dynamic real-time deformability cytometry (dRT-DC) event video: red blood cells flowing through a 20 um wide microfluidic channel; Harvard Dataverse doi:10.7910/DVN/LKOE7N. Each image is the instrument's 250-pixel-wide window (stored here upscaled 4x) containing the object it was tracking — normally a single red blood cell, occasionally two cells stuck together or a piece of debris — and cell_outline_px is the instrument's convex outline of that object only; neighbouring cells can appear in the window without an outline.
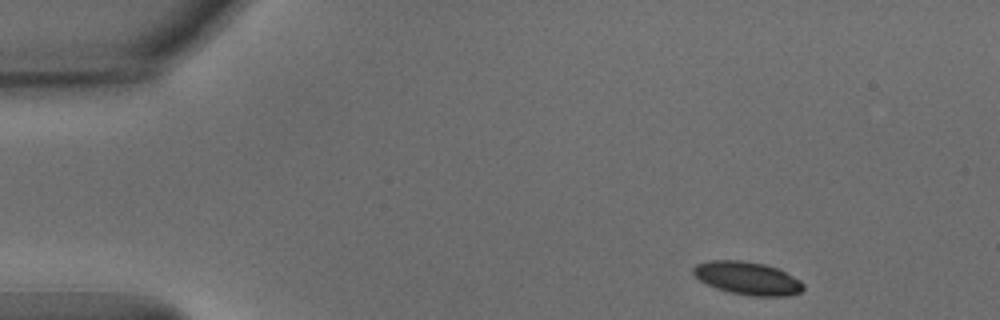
{"species": "common noctule bat (a hibernating species)", "species_latin": "Nyctalus noctula", "temperature_condition": "warm", "stored_images_in_passage": 48, "camera_frame_rate_fps": 3000, "um_per_image_px": 0.085, "animal": {"sex": "male", "body_mass_g": 15.6}, "frame": {"image": 1, "passage_image": 1, "time_ms": 0.0, "image_size_px": [1000, 320], "cell_outline_px": [[804, 288], [800, 292], [788, 296], [752, 296], [728, 292], [716, 288], [700, 280], [692, 272], [692, 268], [696, 264], [708, 260], [740, 260], [764, 264], [776, 268], [800, 280], [804, 284]], "centroid_in_image_um": [63.52, 23.65], "position_along_channel_um": 21.5, "area_um2": 21.1}}
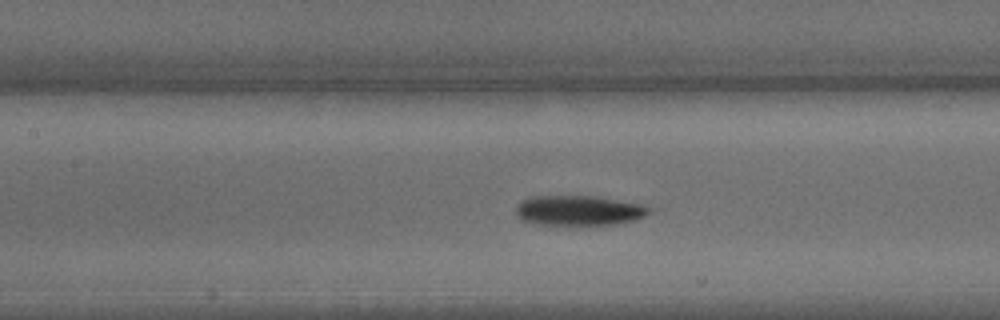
{"frame": {"image": 2, "passage_image": 19, "time_ms": 6.0, "image_size_px": [1000, 320], "cell_outline_px": [[652, 208], [644, 216], [636, 220], [616, 224], [532, 224], [520, 220], [516, 216], [516, 208], [520, 200], [532, 196], [596, 196], [640, 204]], "centroid_in_image_um": [49.14, 17.89], "position_along_channel_um": 158.3, "area_um2": 23.29}}
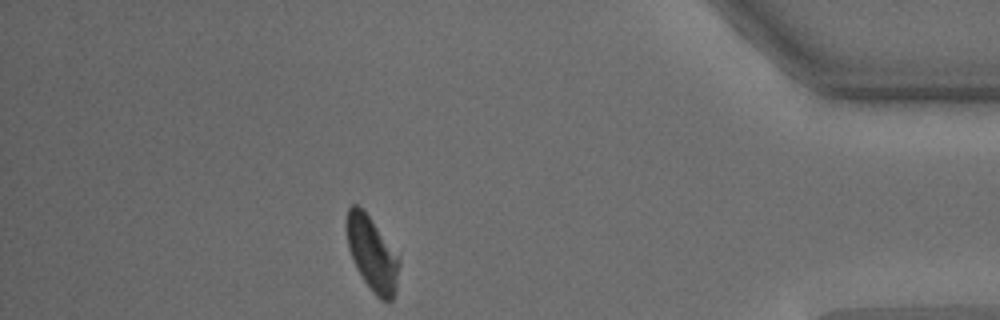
{"frame": {"image": 3, "passage_image": 42, "time_ms": 13.667, "image_size_px": [1000, 320], "cell_outline_px": [[400, 264], [396, 292], [392, 300], [380, 300], [372, 292], [356, 268], [352, 260], [348, 248], [344, 228], [344, 220], [348, 208], [352, 204], [356, 204], [368, 216], [400, 260]], "centroid_in_image_um": [31.58, 21.59], "position_along_channel_um": 403.6, "area_um2": 22.66}, "authors_computed_cell_mechanics": {"area_um2": 23.2934, "velocity_mm_per_s": 3.7433, "shape_relaxation_time_tau1_ms": 1.9134, "shape_relaxation_time_tau2_ms": null, "deformation_change_tau1": 0.1217, "deformation_change_tau2": null}}